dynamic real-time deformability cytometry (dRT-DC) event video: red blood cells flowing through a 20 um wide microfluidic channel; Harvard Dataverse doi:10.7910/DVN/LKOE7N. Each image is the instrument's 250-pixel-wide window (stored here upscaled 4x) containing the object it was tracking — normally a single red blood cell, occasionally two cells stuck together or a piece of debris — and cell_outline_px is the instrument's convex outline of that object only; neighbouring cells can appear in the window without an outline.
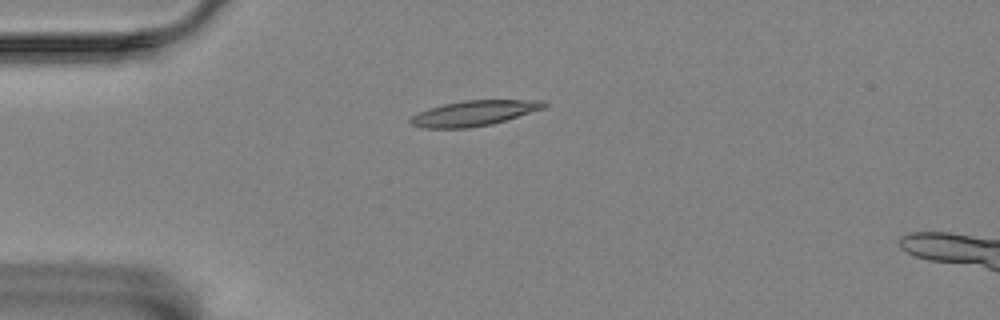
{"species": "Egyptian fruit bat (a non-hibernating species)", "species_latin": "Rousettus aegyptiacus", "temperature_condition": "room temperature", "stored_images_in_passage": 43, "camera_frame_rate_fps": 3000, "um_per_image_px": 0.085, "animal": {"sex": "female"}, "frame": {"image": 1, "passage_image": 1, "time_ms": 0.0, "image_size_px": [1000, 320], "cell_outline_px": [[548, 104], [544, 108], [492, 124], [468, 128], [424, 128], [412, 124], [408, 120], [412, 116], [428, 108], [444, 104], [464, 100], [544, 100]], "centroid_in_image_um": [40.29, 9.62], "position_along_channel_um": 44.7, "area_um2": 19.54}}
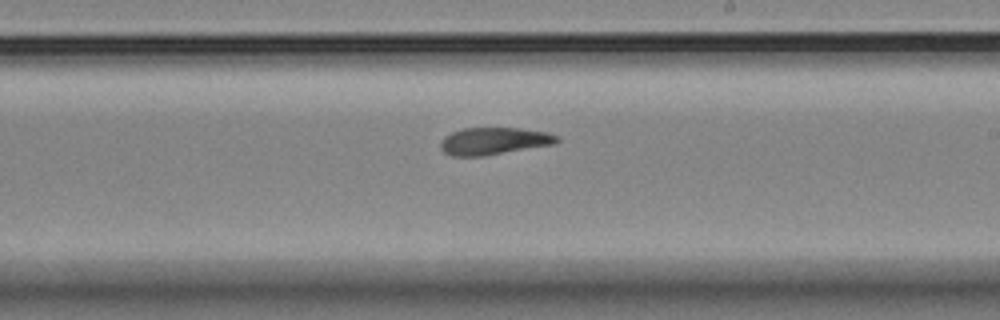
{"frame": {"image": 2, "passage_image": 20, "time_ms": 6.333, "image_size_px": [1000, 320], "cell_outline_px": [[560, 140], [556, 144], [484, 156], [452, 156], [444, 152], [440, 148], [440, 144], [444, 136], [452, 132], [464, 128], [520, 128], [548, 132], [560, 136]], "centroid_in_image_um": [42.02, 11.99], "position_along_channel_um": 247.0, "area_um2": 18.67}}
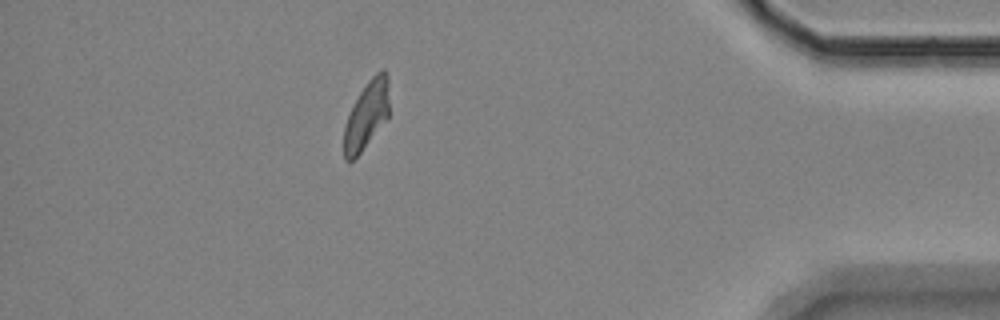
{"frame": {"image": 3, "passage_image": 37, "time_ms": 12.0, "image_size_px": [1000, 320], "cell_outline_px": [[388, 120], [360, 152], [352, 160], [344, 160], [344, 128], [348, 116], [360, 92], [368, 80], [380, 68], [384, 68], [388, 76]], "centroid_in_image_um": [31.19, 9.75], "position_along_channel_um": 404.0, "area_um2": 17.8}, "authors_computed_cell_mechanics": {"area_um2": 18.4382, "velocity_mm_per_s": 3.5093, "shape_relaxation_time_tau1_ms": null, "shape_relaxation_time_tau2_ms": 3.6114, "deformation_change_tau1": null, "deformation_change_tau2": 0.1048}}